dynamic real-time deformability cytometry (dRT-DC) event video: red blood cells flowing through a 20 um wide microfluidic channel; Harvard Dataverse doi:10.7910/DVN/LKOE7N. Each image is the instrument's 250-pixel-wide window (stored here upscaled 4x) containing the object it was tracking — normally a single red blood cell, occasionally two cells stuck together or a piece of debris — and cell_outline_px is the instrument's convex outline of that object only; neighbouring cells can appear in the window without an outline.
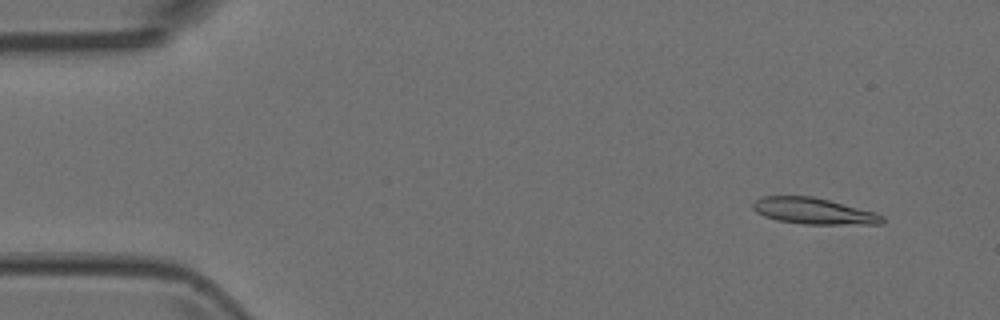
{"species": "Egyptian fruit bat (a non-hibernating species)", "species_latin": "Rousettus aegyptiacus", "temperature_condition": "room temperature", "stored_images_in_passage": 4, "camera_frame_rate_fps": 3000, "um_per_image_px": 0.085, "animal": {"sex": "female"}, "frame": {"image": 1, "passage_image": 1, "time_ms": 0.0, "image_size_px": [1000, 320], "cell_outline_px": [[884, 224], [804, 224], [776, 220], [764, 216], [756, 212], [752, 208], [752, 204], [756, 200], [764, 196], [812, 196], [876, 212], [884, 216]], "centroid_in_image_um": [69.17, 17.94], "position_along_channel_um": 15.8, "area_um2": 19.77}}
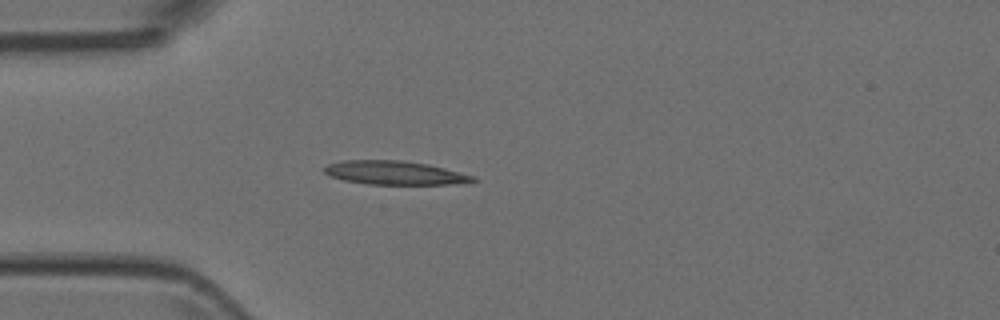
{"frame": {"image": 2, "passage_image": 4, "time_ms": 1.0, "image_size_px": [1000, 320], "cell_outline_px": [[476, 180], [448, 184], [368, 184], [344, 180], [332, 176], [324, 172], [324, 168], [328, 164], [344, 160], [400, 160], [428, 164], [444, 168], [472, 176]], "centroid_in_image_um": [33.47, 14.68], "position_along_channel_um": 51.5, "area_um2": 20.06}}